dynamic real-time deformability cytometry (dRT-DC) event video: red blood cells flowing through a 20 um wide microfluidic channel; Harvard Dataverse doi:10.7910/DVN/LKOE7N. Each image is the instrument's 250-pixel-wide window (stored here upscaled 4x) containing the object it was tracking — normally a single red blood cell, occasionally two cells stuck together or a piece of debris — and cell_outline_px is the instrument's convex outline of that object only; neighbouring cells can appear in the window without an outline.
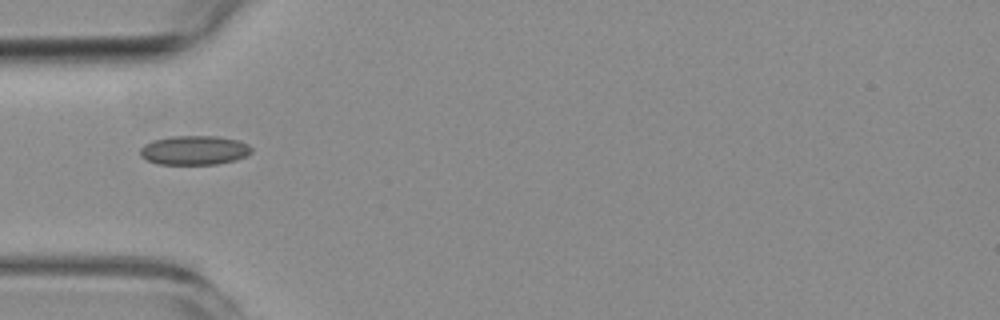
{"species": "common noctule bat (a hibernating species)", "species_latin": "Nyctalus noctula", "temperature_condition": "room temperature", "stored_images_in_passage": 7, "camera_frame_rate_fps": 3000, "um_per_image_px": 0.085, "animal": {"sex": "female", "body_mass_g": 19.3, "forearm_length_mm": 54.1}, "frame": {"image": 1, "passage_image": 5, "time_ms": 4.667, "image_size_px": [1000, 320], "cell_outline_px": [[252, 152], [248, 156], [236, 160], [216, 164], [156, 164], [140, 156], [140, 148], [144, 144], [152, 140], [172, 136], [216, 136], [236, 140], [248, 144], [252, 148]], "centroid_in_image_um": [16.52, 12.77], "position_along_channel_um": 68.5, "area_um2": 19.07}}
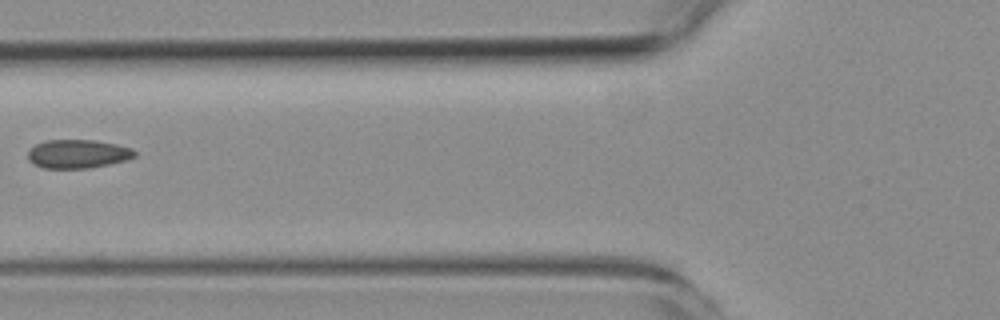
{"frame": {"image": 2, "passage_image": 6, "time_ms": 6.0, "image_size_px": [1000, 320], "cell_outline_px": [[136, 156], [128, 160], [88, 168], [44, 168], [32, 164], [28, 160], [28, 152], [36, 144], [44, 140], [92, 140], [116, 144], [132, 148], [136, 152]], "centroid_in_image_um": [6.61, 13.08], "position_along_channel_um": 119.2, "area_um2": 17.86}}
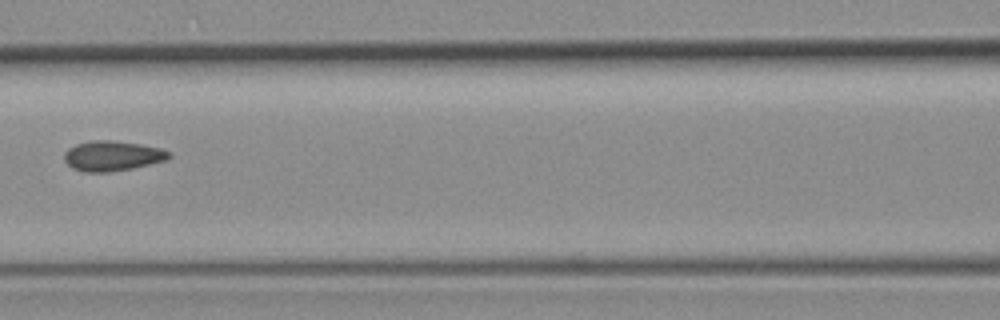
{"frame": {"image": 3, "passage_image": 7, "time_ms": 7.0, "image_size_px": [1000, 320], "cell_outline_px": [[172, 156], [168, 160], [132, 168], [108, 172], [84, 172], [72, 168], [64, 160], [64, 152], [68, 148], [76, 144], [92, 140], [112, 140], [140, 144], [160, 148], [172, 152]], "centroid_in_image_um": [9.56, 13.24], "position_along_channel_um": 157.0, "area_um2": 18.5}}